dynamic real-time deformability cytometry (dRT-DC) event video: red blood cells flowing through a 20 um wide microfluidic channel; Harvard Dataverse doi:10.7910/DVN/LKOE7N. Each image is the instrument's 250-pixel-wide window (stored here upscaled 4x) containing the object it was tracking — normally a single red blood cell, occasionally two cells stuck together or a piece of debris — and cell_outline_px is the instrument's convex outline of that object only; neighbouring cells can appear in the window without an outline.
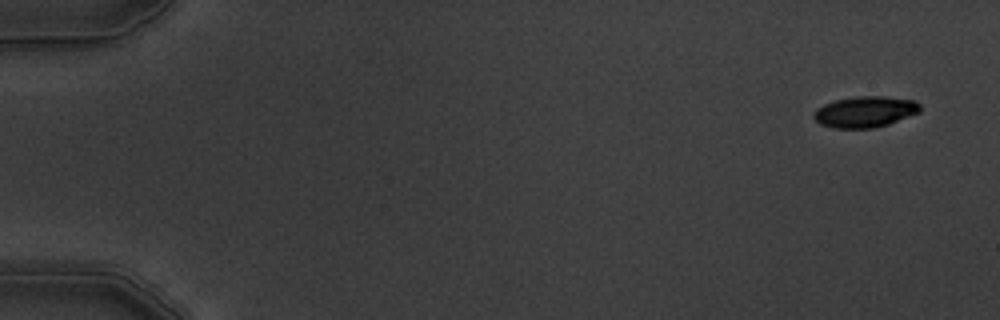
{"species": "common noctule bat (a hibernating species)", "species_latin": "Nyctalus noctula", "temperature_condition": "warm", "stored_images_in_passage": 5, "camera_frame_rate_fps": 3000, "um_per_image_px": 0.085, "animal": {"sex": "male", "body_mass_g": 19.5, "forearm_length_mm": 54.6}, "frame": {"image": 1, "passage_image": 1, "time_ms": 0.0, "image_size_px": [1000, 320], "cell_outline_px": [[920, 112], [888, 124], [876, 128], [832, 128], [820, 124], [812, 116], [812, 112], [816, 108], [824, 104], [836, 100], [856, 96], [884, 96], [916, 100], [920, 104]], "centroid_in_image_um": [73.52, 9.5], "position_along_channel_um": 11.5, "area_um2": 19.42}}
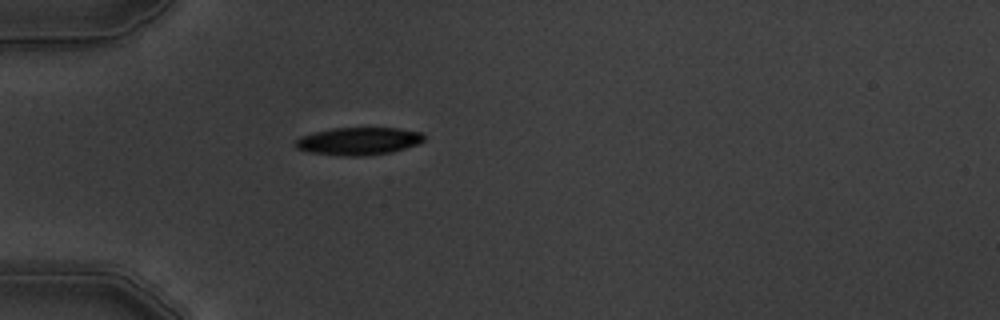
{"frame": {"image": 2, "passage_image": 5, "time_ms": 4.667, "image_size_px": [1000, 320], "cell_outline_px": [[424, 140], [420, 144], [392, 152], [364, 156], [348, 156], [308, 152], [296, 148], [296, 140], [300, 136], [312, 132], [332, 128], [396, 128], [420, 132], [424, 136]], "centroid_in_image_um": [30.48, 11.99], "position_along_channel_um": 54.5, "area_um2": 20.75}}